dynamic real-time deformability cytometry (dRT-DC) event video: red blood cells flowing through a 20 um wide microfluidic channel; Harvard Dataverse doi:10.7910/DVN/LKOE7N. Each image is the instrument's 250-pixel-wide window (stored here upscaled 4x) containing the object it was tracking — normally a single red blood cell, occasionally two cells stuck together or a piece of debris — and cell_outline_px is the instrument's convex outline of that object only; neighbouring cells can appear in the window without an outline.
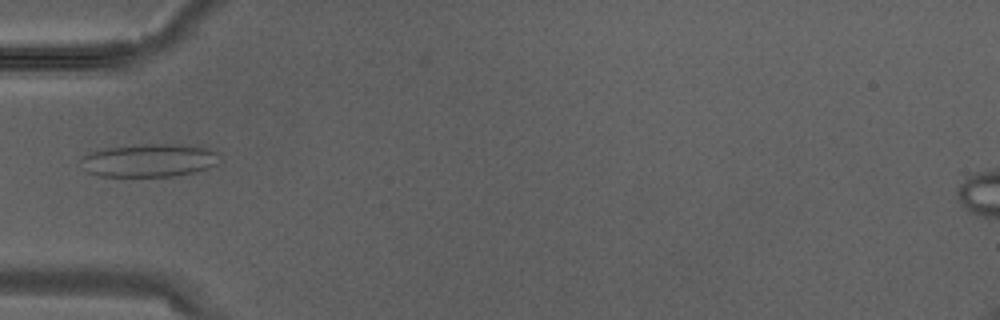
{"species": "Egyptian fruit bat (a non-hibernating species)", "species_latin": "Rousettus aegyptiacus", "temperature_condition": "warm", "stored_images_in_passage": 1, "camera_frame_rate_fps": 3000, "um_per_image_px": 0.085, "animal": {"sex": "male"}, "frame": {"image": 1, "passage_image": 1, "time_ms": 0.0, "image_size_px": [1000, 320], "cell_outline_px": [[216, 164], [208, 168], [196, 172], [176, 176], [100, 176], [88, 172], [80, 160], [84, 156], [92, 152], [108, 148], [152, 144], [200, 144], [212, 148], [216, 152]], "centroid_in_image_um": [12.77, 13.62], "position_along_channel_um": 72.2, "area_um2": 26.65}}